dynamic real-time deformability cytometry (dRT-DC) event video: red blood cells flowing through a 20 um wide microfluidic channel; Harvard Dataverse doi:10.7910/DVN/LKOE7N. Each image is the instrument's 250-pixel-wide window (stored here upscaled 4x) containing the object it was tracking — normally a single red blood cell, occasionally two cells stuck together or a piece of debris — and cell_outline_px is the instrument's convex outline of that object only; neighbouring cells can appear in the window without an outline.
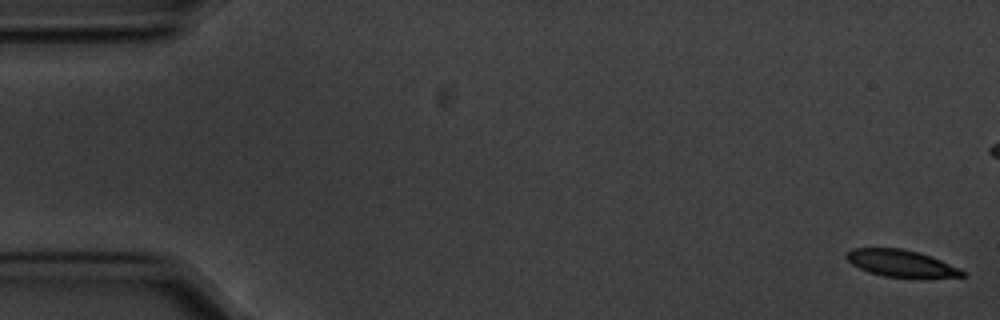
{"species": "common noctule bat (a hibernating species)", "species_latin": "Nyctalus noctula", "temperature_condition": "cold", "stored_images_in_passage": 57, "camera_frame_rate_fps": 3000, "um_per_image_px": 0.085, "animal": {"sex": "male", "body_mass_g": 20.1, "forearm_length_mm": 53.5}, "frame": {"image": 1, "passage_image": 1, "time_ms": 0.0, "image_size_px": [1000, 320], "cell_outline_px": [[968, 276], [884, 276], [868, 272], [852, 264], [844, 256], [852, 248], [900, 248], [920, 252], [960, 268], [968, 272]], "centroid_in_image_um": [76.58, 22.35], "position_along_channel_um": 8.4, "area_um2": 17.74}}
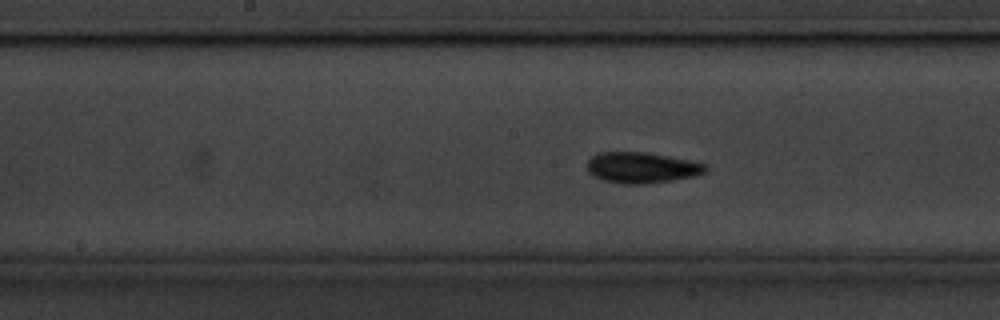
{"frame": {"image": 2, "passage_image": 28, "time_ms": 9.0, "image_size_px": [1000, 320], "cell_outline_px": [[708, 168], [704, 172], [692, 176], [672, 180], [644, 184], [624, 184], [600, 180], [592, 176], [588, 172], [588, 160], [592, 156], [600, 152], [644, 152], [668, 156], [708, 164]], "centroid_in_image_um": [54.51, 14.25], "position_along_channel_um": 193.7, "area_um2": 21.27}}
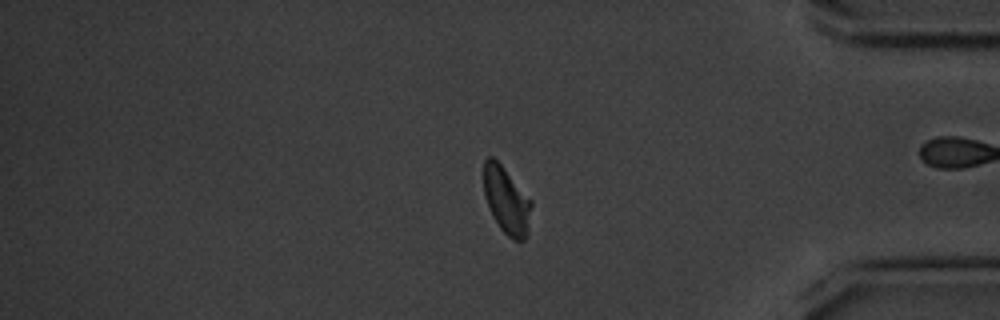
{"frame": {"image": 3, "passage_image": 47, "time_ms": 15.333, "image_size_px": [1000, 320], "cell_outline_px": [[532, 204], [528, 232], [524, 240], [512, 240], [500, 228], [492, 216], [484, 196], [484, 160], [488, 156], [492, 156], [500, 164], [532, 200]], "centroid_in_image_um": [43.05, 17.05], "position_along_channel_um": 392.1, "area_um2": 18.55}, "authors_computed_cell_mechanics": {"area_um2": 19.4786, "velocity_mm_per_s": 3.5366, "shape_relaxation_time_tau1_ms": 2.9748, "shape_relaxation_time_tau2_ms": 3.9266, "deformation_change_tau1": 0.0959, "deformation_change_tau2": 0.0832}}